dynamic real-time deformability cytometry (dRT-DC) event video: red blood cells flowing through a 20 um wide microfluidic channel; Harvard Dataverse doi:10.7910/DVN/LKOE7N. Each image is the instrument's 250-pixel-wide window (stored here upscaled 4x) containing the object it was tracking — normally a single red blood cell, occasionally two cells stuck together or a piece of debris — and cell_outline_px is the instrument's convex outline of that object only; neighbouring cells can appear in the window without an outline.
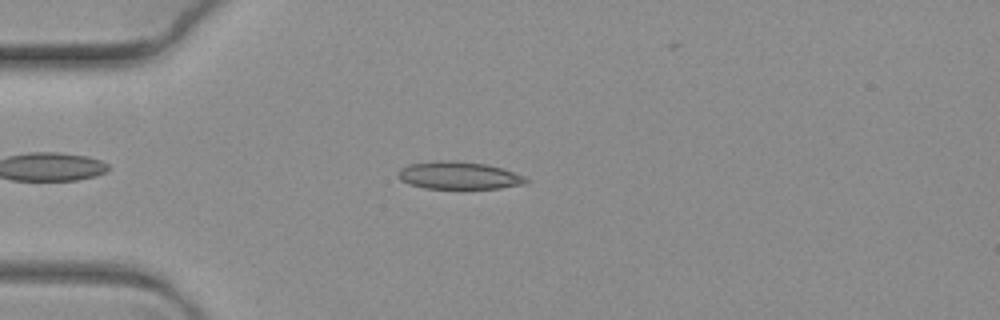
{"species": "common noctule bat (a hibernating species)", "species_latin": "Nyctalus noctula", "temperature_condition": "warm", "stored_images_in_passage": 6, "camera_frame_rate_fps": 3000, "um_per_image_px": 0.085, "animal": {"sex": "female", "body_mass_g": 19.3, "forearm_length_mm": 54.1}, "frame": {"image": 1, "passage_image": 5, "time_ms": 1.333, "image_size_px": [1000, 320], "cell_outline_px": [[532, 180], [524, 184], [500, 188], [424, 188], [408, 184], [400, 180], [396, 176], [396, 172], [400, 168], [412, 164], [448, 160], [452, 160], [484, 164], [500, 168], [524, 176]], "centroid_in_image_um": [38.97, 14.92], "position_along_channel_um": 46.0, "area_um2": 20.35}}